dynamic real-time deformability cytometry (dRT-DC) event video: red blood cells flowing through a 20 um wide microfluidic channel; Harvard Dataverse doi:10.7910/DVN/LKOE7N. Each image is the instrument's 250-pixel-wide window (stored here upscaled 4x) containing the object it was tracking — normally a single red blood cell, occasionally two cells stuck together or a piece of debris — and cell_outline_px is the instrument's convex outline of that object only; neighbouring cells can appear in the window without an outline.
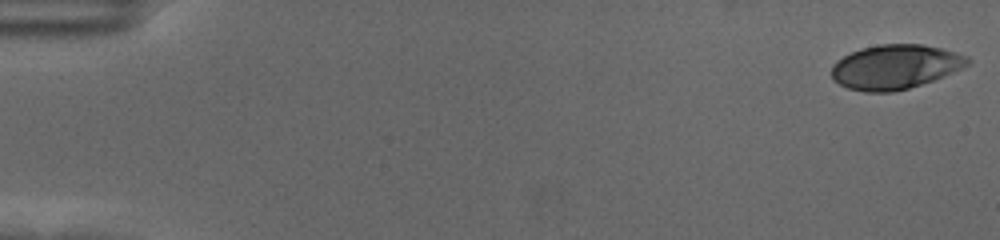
{"species": "human", "species_latin": "Homo sapiens", "temperature_condition": "cold", "stored_images_in_passage": 58, "camera_frame_rate_fps": 3000, "um_per_image_px": 0.085, "donor": {"sex": "female"}, "frame": {"image": 1, "passage_image": 1, "time_ms": 0.0, "image_size_px": [1000, 240], "cell_outline_px": [[972, 60], [964, 68], [932, 80], [908, 88], [892, 92], [864, 92], [848, 88], [840, 84], [832, 76], [832, 64], [836, 60], [860, 48], [880, 44], [920, 44], [940, 48], [956, 52], [968, 56]], "centroid_in_image_um": [76.1, 5.67], "position_along_channel_um": 8.9, "area_um2": 35.08}}
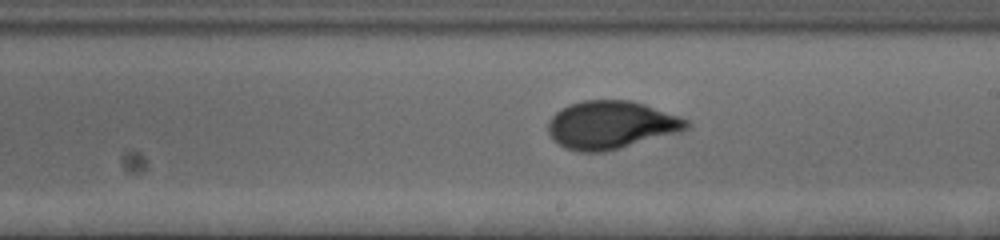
{"frame": {"image": 2, "passage_image": 34, "time_ms": 11.0, "image_size_px": [1000, 240], "cell_outline_px": [[692, 124], [688, 128], [680, 132], [604, 152], [576, 152], [564, 148], [548, 132], [548, 120], [560, 108], [568, 104], [584, 100], [628, 100], [644, 104], [680, 116], [688, 120]], "centroid_in_image_um": [51.94, 10.61], "position_along_channel_um": 237.1, "area_um2": 38.73}}
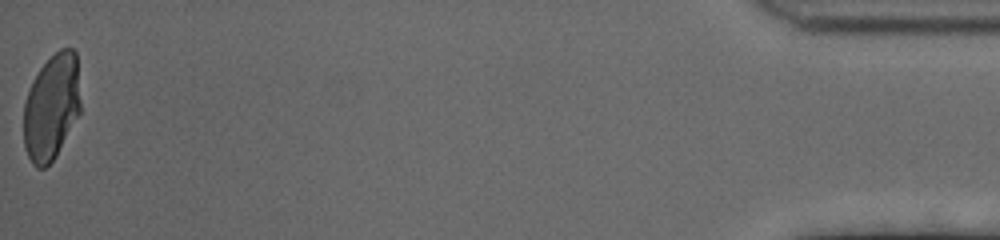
{"frame": {"image": 3, "passage_image": 58, "time_ms": 19.0, "image_size_px": [1000, 240], "cell_outline_px": [[80, 112], [56, 156], [44, 168], [36, 168], [32, 164], [24, 148], [24, 100], [32, 80], [40, 68], [60, 48], [72, 48], [76, 52], [80, 100]], "centroid_in_image_um": [4.36, 9.11], "position_along_channel_um": 430.8, "area_um2": 35.14}, "authors_computed_cell_mechanics": {"area_um2": 36.9053, "velocity_mm_per_s": 3.5238, "shape_relaxation_time_tau1_ms": 5.679, "shape_relaxation_time_tau2_ms": null, "deformation_change_tau1": 0.2228, "deformation_change_tau2": null}}